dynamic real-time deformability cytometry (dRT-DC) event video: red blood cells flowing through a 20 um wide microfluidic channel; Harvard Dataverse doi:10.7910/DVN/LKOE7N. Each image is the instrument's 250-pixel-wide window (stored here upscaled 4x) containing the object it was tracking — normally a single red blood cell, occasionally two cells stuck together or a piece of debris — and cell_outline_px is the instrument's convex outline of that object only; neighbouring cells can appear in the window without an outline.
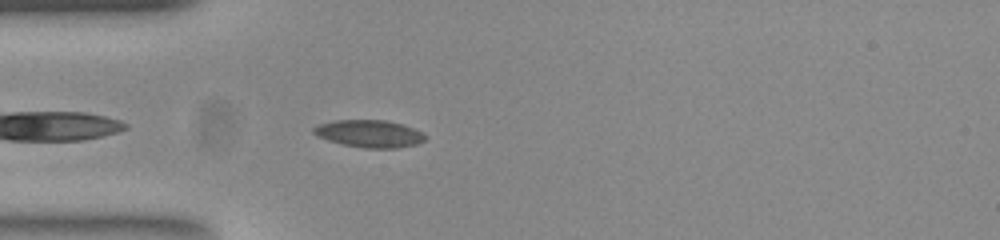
{"species": "common noctule bat (a hibernating species)", "species_latin": "Nyctalus noctula", "temperature_condition": "room temperature", "stored_images_in_passage": 41, "camera_frame_rate_fps": 3000, "um_per_image_px": 0.085, "animal": {"sex": "female", "body_mass_g": 23.0, "forearm_length_mm": 53.4}, "frame": {"image": 1, "passage_image": 3, "time_ms": 0.667, "image_size_px": [1000, 240], "cell_outline_px": [[428, 136], [424, 140], [416, 144], [396, 148], [364, 148], [344, 144], [328, 140], [316, 136], [312, 132], [312, 128], [320, 124], [336, 120], [384, 120], [400, 124], [412, 128]], "centroid_in_image_um": [31.37, 11.36], "position_along_channel_um": 53.6, "area_um2": 17.57}}
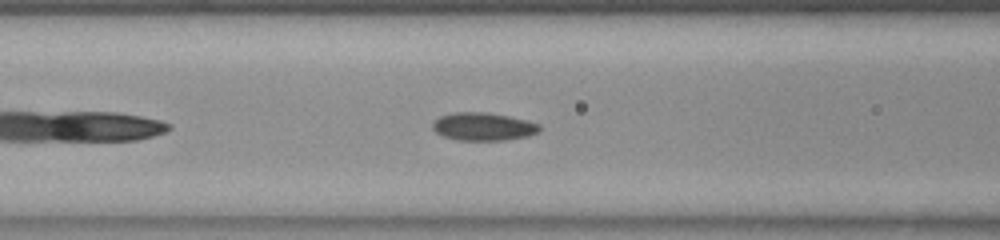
{"frame": {"image": 2, "passage_image": 9, "time_ms": 2.667, "image_size_px": [1000, 240], "cell_outline_px": [[540, 128], [536, 132], [528, 136], [504, 140], [456, 140], [444, 136], [436, 132], [432, 128], [432, 124], [440, 116], [452, 112], [488, 112], [508, 116], [540, 124]], "centroid_in_image_um": [41.04, 10.75], "position_along_channel_um": 125.6, "area_um2": 17.28}}
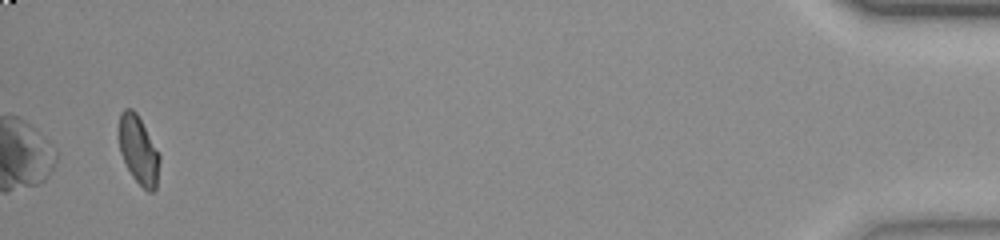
{"frame": {"image": 3, "passage_image": 39, "time_ms": 12.667, "image_size_px": [1000, 240], "cell_outline_px": [[160, 160], [156, 188], [152, 192], [148, 192], [132, 176], [120, 152], [120, 112], [124, 108], [132, 108], [136, 112], [160, 156]], "centroid_in_image_um": [11.78, 12.77], "position_along_channel_um": 423.4, "area_um2": 15.72}, "authors_computed_cell_mechanics": {"area_um2": 16.7042, "velocity_mm_per_s": 3.8747, "shape_relaxation_time_tau1_ms": null, "shape_relaxation_time_tau2_ms": 1.7259, "deformation_change_tau1": null, "deformation_change_tau2": 0.0651}}